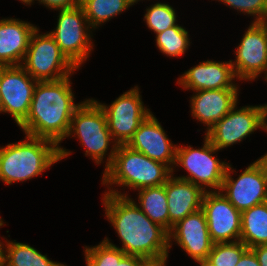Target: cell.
<instances>
[{"label": "cell", "instance_id": "obj_5", "mask_svg": "<svg viewBox=\"0 0 267 266\" xmlns=\"http://www.w3.org/2000/svg\"><path fill=\"white\" fill-rule=\"evenodd\" d=\"M71 136L79 139L85 147V156H90L96 165L108 155L104 171L111 165L118 145L110 134L106 114L97 100L85 99L76 109L66 138ZM109 149L111 151L107 154Z\"/></svg>", "mask_w": 267, "mask_h": 266}, {"label": "cell", "instance_id": "obj_12", "mask_svg": "<svg viewBox=\"0 0 267 266\" xmlns=\"http://www.w3.org/2000/svg\"><path fill=\"white\" fill-rule=\"evenodd\" d=\"M21 66H6L0 81V113L10 114L19 126L28 116L35 86Z\"/></svg>", "mask_w": 267, "mask_h": 266}, {"label": "cell", "instance_id": "obj_36", "mask_svg": "<svg viewBox=\"0 0 267 266\" xmlns=\"http://www.w3.org/2000/svg\"><path fill=\"white\" fill-rule=\"evenodd\" d=\"M197 263H199V266H214L207 259L206 260L197 261Z\"/></svg>", "mask_w": 267, "mask_h": 266}, {"label": "cell", "instance_id": "obj_3", "mask_svg": "<svg viewBox=\"0 0 267 266\" xmlns=\"http://www.w3.org/2000/svg\"><path fill=\"white\" fill-rule=\"evenodd\" d=\"M72 152L45 138L25 136L0 146V180L6 185L32 179Z\"/></svg>", "mask_w": 267, "mask_h": 266}, {"label": "cell", "instance_id": "obj_13", "mask_svg": "<svg viewBox=\"0 0 267 266\" xmlns=\"http://www.w3.org/2000/svg\"><path fill=\"white\" fill-rule=\"evenodd\" d=\"M230 163L227 166L221 189L219 190L240 212L267 201V185L261 168L254 161L242 171L238 178Z\"/></svg>", "mask_w": 267, "mask_h": 266}, {"label": "cell", "instance_id": "obj_40", "mask_svg": "<svg viewBox=\"0 0 267 266\" xmlns=\"http://www.w3.org/2000/svg\"><path fill=\"white\" fill-rule=\"evenodd\" d=\"M3 218L0 217V227H2L3 225H5L4 221L2 220Z\"/></svg>", "mask_w": 267, "mask_h": 266}, {"label": "cell", "instance_id": "obj_4", "mask_svg": "<svg viewBox=\"0 0 267 266\" xmlns=\"http://www.w3.org/2000/svg\"><path fill=\"white\" fill-rule=\"evenodd\" d=\"M172 174L168 165L127 145H118L111 165L102 175V184L108 188L105 193L113 194L112 185L133 190L156 187L164 185Z\"/></svg>", "mask_w": 267, "mask_h": 266}, {"label": "cell", "instance_id": "obj_23", "mask_svg": "<svg viewBox=\"0 0 267 266\" xmlns=\"http://www.w3.org/2000/svg\"><path fill=\"white\" fill-rule=\"evenodd\" d=\"M86 266H141L145 258L126 255L120 248L102 240L98 245L84 247Z\"/></svg>", "mask_w": 267, "mask_h": 266}, {"label": "cell", "instance_id": "obj_15", "mask_svg": "<svg viewBox=\"0 0 267 266\" xmlns=\"http://www.w3.org/2000/svg\"><path fill=\"white\" fill-rule=\"evenodd\" d=\"M172 242L186 252L194 261L208 259L214 242L209 235L205 213L202 209L175 224L169 232V248Z\"/></svg>", "mask_w": 267, "mask_h": 266}, {"label": "cell", "instance_id": "obj_30", "mask_svg": "<svg viewBox=\"0 0 267 266\" xmlns=\"http://www.w3.org/2000/svg\"><path fill=\"white\" fill-rule=\"evenodd\" d=\"M51 10L68 9L78 5L77 0H36Z\"/></svg>", "mask_w": 267, "mask_h": 266}, {"label": "cell", "instance_id": "obj_22", "mask_svg": "<svg viewBox=\"0 0 267 266\" xmlns=\"http://www.w3.org/2000/svg\"><path fill=\"white\" fill-rule=\"evenodd\" d=\"M240 241L249 249L267 245V201L241 212Z\"/></svg>", "mask_w": 267, "mask_h": 266}, {"label": "cell", "instance_id": "obj_32", "mask_svg": "<svg viewBox=\"0 0 267 266\" xmlns=\"http://www.w3.org/2000/svg\"><path fill=\"white\" fill-rule=\"evenodd\" d=\"M250 249L256 255L260 266H267V245H258Z\"/></svg>", "mask_w": 267, "mask_h": 266}, {"label": "cell", "instance_id": "obj_9", "mask_svg": "<svg viewBox=\"0 0 267 266\" xmlns=\"http://www.w3.org/2000/svg\"><path fill=\"white\" fill-rule=\"evenodd\" d=\"M139 87L135 86L116 98L110 105L100 103L107 117V124L117 145H127L140 124L151 113L144 106Z\"/></svg>", "mask_w": 267, "mask_h": 266}, {"label": "cell", "instance_id": "obj_16", "mask_svg": "<svg viewBox=\"0 0 267 266\" xmlns=\"http://www.w3.org/2000/svg\"><path fill=\"white\" fill-rule=\"evenodd\" d=\"M158 119L151 112L135 131L127 146L152 160L168 165L174 173L177 144L168 139Z\"/></svg>", "mask_w": 267, "mask_h": 266}, {"label": "cell", "instance_id": "obj_38", "mask_svg": "<svg viewBox=\"0 0 267 266\" xmlns=\"http://www.w3.org/2000/svg\"><path fill=\"white\" fill-rule=\"evenodd\" d=\"M6 66L3 64H0V81H1V75H2V71Z\"/></svg>", "mask_w": 267, "mask_h": 266}, {"label": "cell", "instance_id": "obj_7", "mask_svg": "<svg viewBox=\"0 0 267 266\" xmlns=\"http://www.w3.org/2000/svg\"><path fill=\"white\" fill-rule=\"evenodd\" d=\"M218 151L220 150L206 136L201 149H194L190 145H177L174 166L185 169L189 174L178 178L192 182L205 192L219 191L229 163L220 161L213 155Z\"/></svg>", "mask_w": 267, "mask_h": 266}, {"label": "cell", "instance_id": "obj_17", "mask_svg": "<svg viewBox=\"0 0 267 266\" xmlns=\"http://www.w3.org/2000/svg\"><path fill=\"white\" fill-rule=\"evenodd\" d=\"M237 79L230 61L216 62L207 60L188 69L177 80L183 90L238 89Z\"/></svg>", "mask_w": 267, "mask_h": 266}, {"label": "cell", "instance_id": "obj_20", "mask_svg": "<svg viewBox=\"0 0 267 266\" xmlns=\"http://www.w3.org/2000/svg\"><path fill=\"white\" fill-rule=\"evenodd\" d=\"M37 26L16 18L0 20V64L22 65L32 33Z\"/></svg>", "mask_w": 267, "mask_h": 266}, {"label": "cell", "instance_id": "obj_10", "mask_svg": "<svg viewBox=\"0 0 267 266\" xmlns=\"http://www.w3.org/2000/svg\"><path fill=\"white\" fill-rule=\"evenodd\" d=\"M237 104L205 136L218 149H225L240 143L257 129L264 126V105H248L240 109Z\"/></svg>", "mask_w": 267, "mask_h": 266}, {"label": "cell", "instance_id": "obj_1", "mask_svg": "<svg viewBox=\"0 0 267 266\" xmlns=\"http://www.w3.org/2000/svg\"><path fill=\"white\" fill-rule=\"evenodd\" d=\"M102 203L107 220L113 225L122 247L105 237V241L120 248L126 255L155 258L169 254V232L154 223L128 194L117 189L103 193Z\"/></svg>", "mask_w": 267, "mask_h": 266}, {"label": "cell", "instance_id": "obj_26", "mask_svg": "<svg viewBox=\"0 0 267 266\" xmlns=\"http://www.w3.org/2000/svg\"><path fill=\"white\" fill-rule=\"evenodd\" d=\"M155 38L160 52L169 57L184 55L190 46L189 33L179 24L156 34Z\"/></svg>", "mask_w": 267, "mask_h": 266}, {"label": "cell", "instance_id": "obj_34", "mask_svg": "<svg viewBox=\"0 0 267 266\" xmlns=\"http://www.w3.org/2000/svg\"><path fill=\"white\" fill-rule=\"evenodd\" d=\"M261 168L267 185V153L255 161Z\"/></svg>", "mask_w": 267, "mask_h": 266}, {"label": "cell", "instance_id": "obj_25", "mask_svg": "<svg viewBox=\"0 0 267 266\" xmlns=\"http://www.w3.org/2000/svg\"><path fill=\"white\" fill-rule=\"evenodd\" d=\"M132 5L135 4L130 0H87L82 8L91 28L96 30Z\"/></svg>", "mask_w": 267, "mask_h": 266}, {"label": "cell", "instance_id": "obj_2", "mask_svg": "<svg viewBox=\"0 0 267 266\" xmlns=\"http://www.w3.org/2000/svg\"><path fill=\"white\" fill-rule=\"evenodd\" d=\"M70 77L37 82L29 114L19 125L25 135L49 139L58 146L66 138L72 116L82 103L75 104Z\"/></svg>", "mask_w": 267, "mask_h": 266}, {"label": "cell", "instance_id": "obj_37", "mask_svg": "<svg viewBox=\"0 0 267 266\" xmlns=\"http://www.w3.org/2000/svg\"><path fill=\"white\" fill-rule=\"evenodd\" d=\"M23 4L27 5H31L32 3H34V0H20Z\"/></svg>", "mask_w": 267, "mask_h": 266}, {"label": "cell", "instance_id": "obj_33", "mask_svg": "<svg viewBox=\"0 0 267 266\" xmlns=\"http://www.w3.org/2000/svg\"><path fill=\"white\" fill-rule=\"evenodd\" d=\"M168 254L155 257V258H145L141 266H166Z\"/></svg>", "mask_w": 267, "mask_h": 266}, {"label": "cell", "instance_id": "obj_31", "mask_svg": "<svg viewBox=\"0 0 267 266\" xmlns=\"http://www.w3.org/2000/svg\"><path fill=\"white\" fill-rule=\"evenodd\" d=\"M236 266H260L256 255L251 249H248L241 257Z\"/></svg>", "mask_w": 267, "mask_h": 266}, {"label": "cell", "instance_id": "obj_11", "mask_svg": "<svg viewBox=\"0 0 267 266\" xmlns=\"http://www.w3.org/2000/svg\"><path fill=\"white\" fill-rule=\"evenodd\" d=\"M236 48L231 63L237 80L254 81L264 73L267 81V22H252Z\"/></svg>", "mask_w": 267, "mask_h": 266}, {"label": "cell", "instance_id": "obj_19", "mask_svg": "<svg viewBox=\"0 0 267 266\" xmlns=\"http://www.w3.org/2000/svg\"><path fill=\"white\" fill-rule=\"evenodd\" d=\"M169 212V232L186 216L202 209L205 191L188 180L172 174L165 183Z\"/></svg>", "mask_w": 267, "mask_h": 266}, {"label": "cell", "instance_id": "obj_24", "mask_svg": "<svg viewBox=\"0 0 267 266\" xmlns=\"http://www.w3.org/2000/svg\"><path fill=\"white\" fill-rule=\"evenodd\" d=\"M136 205L154 223L159 224L169 232V212L165 184L156 187H146L137 190Z\"/></svg>", "mask_w": 267, "mask_h": 266}, {"label": "cell", "instance_id": "obj_8", "mask_svg": "<svg viewBox=\"0 0 267 266\" xmlns=\"http://www.w3.org/2000/svg\"><path fill=\"white\" fill-rule=\"evenodd\" d=\"M58 11L57 26L49 33L61 52L79 70L93 51L91 38L93 29L87 21L82 6L77 5Z\"/></svg>", "mask_w": 267, "mask_h": 266}, {"label": "cell", "instance_id": "obj_28", "mask_svg": "<svg viewBox=\"0 0 267 266\" xmlns=\"http://www.w3.org/2000/svg\"><path fill=\"white\" fill-rule=\"evenodd\" d=\"M248 249L241 241L214 243L207 260L214 266H236Z\"/></svg>", "mask_w": 267, "mask_h": 266}, {"label": "cell", "instance_id": "obj_39", "mask_svg": "<svg viewBox=\"0 0 267 266\" xmlns=\"http://www.w3.org/2000/svg\"><path fill=\"white\" fill-rule=\"evenodd\" d=\"M87 0H77L78 5L82 6Z\"/></svg>", "mask_w": 267, "mask_h": 266}, {"label": "cell", "instance_id": "obj_27", "mask_svg": "<svg viewBox=\"0 0 267 266\" xmlns=\"http://www.w3.org/2000/svg\"><path fill=\"white\" fill-rule=\"evenodd\" d=\"M175 9L168 3L156 2L146 8L144 21L155 34L177 25Z\"/></svg>", "mask_w": 267, "mask_h": 266}, {"label": "cell", "instance_id": "obj_21", "mask_svg": "<svg viewBox=\"0 0 267 266\" xmlns=\"http://www.w3.org/2000/svg\"><path fill=\"white\" fill-rule=\"evenodd\" d=\"M14 241H1L0 266H67L50 260L27 243Z\"/></svg>", "mask_w": 267, "mask_h": 266}, {"label": "cell", "instance_id": "obj_35", "mask_svg": "<svg viewBox=\"0 0 267 266\" xmlns=\"http://www.w3.org/2000/svg\"><path fill=\"white\" fill-rule=\"evenodd\" d=\"M263 130L267 132V104L264 105V126Z\"/></svg>", "mask_w": 267, "mask_h": 266}, {"label": "cell", "instance_id": "obj_6", "mask_svg": "<svg viewBox=\"0 0 267 266\" xmlns=\"http://www.w3.org/2000/svg\"><path fill=\"white\" fill-rule=\"evenodd\" d=\"M32 33L22 67L36 81H56L72 76L77 68L61 52L49 32ZM73 73V74H72Z\"/></svg>", "mask_w": 267, "mask_h": 266}, {"label": "cell", "instance_id": "obj_18", "mask_svg": "<svg viewBox=\"0 0 267 266\" xmlns=\"http://www.w3.org/2000/svg\"><path fill=\"white\" fill-rule=\"evenodd\" d=\"M239 89L198 90L190 97L191 115L205 124L207 132L220 121L236 104Z\"/></svg>", "mask_w": 267, "mask_h": 266}, {"label": "cell", "instance_id": "obj_41", "mask_svg": "<svg viewBox=\"0 0 267 266\" xmlns=\"http://www.w3.org/2000/svg\"><path fill=\"white\" fill-rule=\"evenodd\" d=\"M130 1L137 4L140 0H130Z\"/></svg>", "mask_w": 267, "mask_h": 266}, {"label": "cell", "instance_id": "obj_14", "mask_svg": "<svg viewBox=\"0 0 267 266\" xmlns=\"http://www.w3.org/2000/svg\"><path fill=\"white\" fill-rule=\"evenodd\" d=\"M202 210L214 243L240 241L241 212L220 191H206Z\"/></svg>", "mask_w": 267, "mask_h": 266}, {"label": "cell", "instance_id": "obj_29", "mask_svg": "<svg viewBox=\"0 0 267 266\" xmlns=\"http://www.w3.org/2000/svg\"><path fill=\"white\" fill-rule=\"evenodd\" d=\"M243 14L253 16L252 22H267V0H218Z\"/></svg>", "mask_w": 267, "mask_h": 266}]
</instances>
